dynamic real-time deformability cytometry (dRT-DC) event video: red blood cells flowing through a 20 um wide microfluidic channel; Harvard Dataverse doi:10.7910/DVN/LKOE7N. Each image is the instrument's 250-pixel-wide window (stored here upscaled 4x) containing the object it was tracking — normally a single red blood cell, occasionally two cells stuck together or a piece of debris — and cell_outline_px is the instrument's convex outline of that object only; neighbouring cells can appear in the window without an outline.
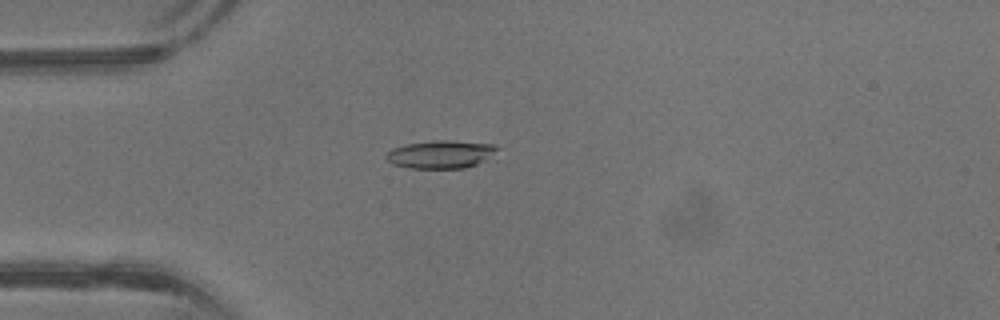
{"species": "common noctule bat (a hibernating species)", "species_latin": "Nyctalus noctula", "temperature_condition": "warm", "stored_images_in_passage": 41, "camera_frame_rate_fps": 3000, "um_per_image_px": 0.085, "animal": {"sex": "male", "body_mass_g": 13.3}, "frame": {"image": 1, "passage_image": 11, "time_ms": 3.333, "image_size_px": [1000, 320], "cell_outline_px": [[500, 148], [484, 160], [476, 164], [464, 168], [408, 168], [392, 164], [384, 156], [392, 148], [408, 144], [436, 140], [448, 140], [492, 144]], "centroid_in_image_um": [37.43, 13.12], "position_along_channel_um": 47.6, "area_um2": 17.86}}
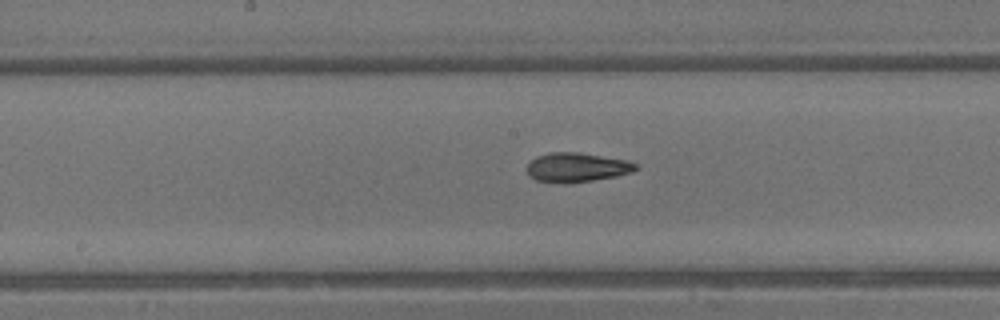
{"frame": {"image": 2, "passage_image": 21, "time_ms": 6.667, "image_size_px": [1000, 320], "cell_outline_px": [[636, 168], [632, 172], [616, 176], [592, 180], [564, 184], [536, 180], [528, 176], [528, 164], [536, 156], [548, 152], [580, 152], [628, 160], [636, 164]], "centroid_in_image_um": [49.0, 14.22], "position_along_channel_um": 199.2, "area_um2": 18.61}}
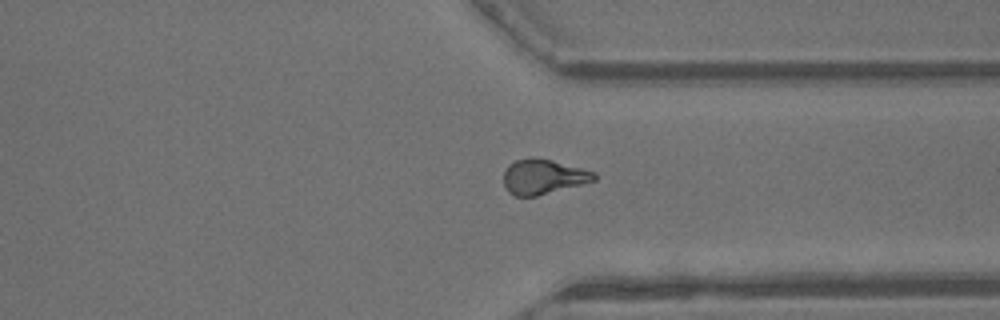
{"frame": {"image": 3, "passage_image": 31, "time_ms": 10.0, "image_size_px": [1000, 320], "cell_outline_px": [[596, 180], [536, 196], [516, 196], [508, 192], [504, 184], [504, 172], [508, 164], [516, 160], [532, 156], [552, 160], [596, 172]], "centroid_in_image_um": [46.15, 15.0], "position_along_channel_um": 365.2, "area_um2": 18.38}}